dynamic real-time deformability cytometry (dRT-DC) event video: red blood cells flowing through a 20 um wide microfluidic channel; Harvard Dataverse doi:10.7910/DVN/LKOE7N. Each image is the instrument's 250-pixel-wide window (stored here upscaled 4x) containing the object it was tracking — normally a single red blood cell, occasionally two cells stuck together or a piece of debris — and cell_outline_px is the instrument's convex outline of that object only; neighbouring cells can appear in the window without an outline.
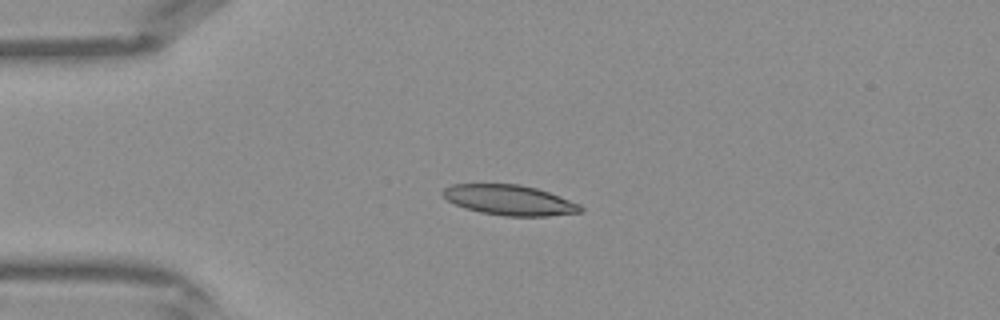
{"species": "Egyptian fruit bat (a non-hibernating species)", "species_latin": "Rousettus aegyptiacus", "temperature_condition": "warm", "stored_images_in_passage": 41, "camera_frame_rate_fps": 3000, "um_per_image_px": 0.085, "frame": {"image": 1, "passage_image": 9, "time_ms": 2.667, "image_size_px": [1000, 320], "cell_outline_px": [[584, 208], [580, 212], [548, 216], [504, 216], [480, 212], [464, 208], [448, 200], [440, 192], [444, 188], [452, 184], [520, 184], [536, 188], [548, 192], [580, 204]], "centroid_in_image_um": [43.29, 17.01], "position_along_channel_um": 41.7, "area_um2": 24.16}}
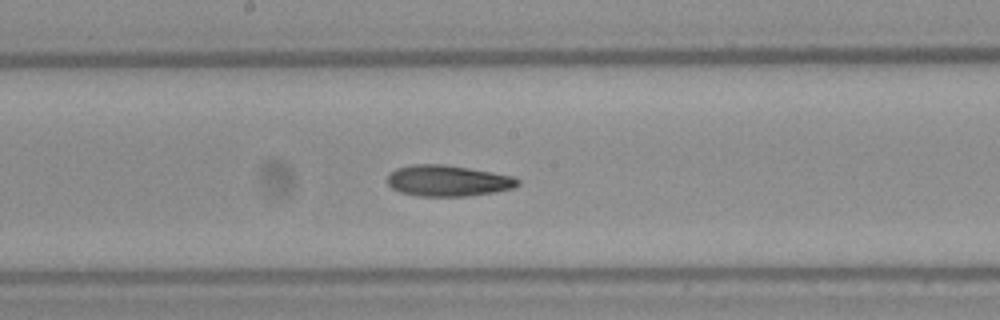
{"frame": {"image": 2, "passage_image": 21, "time_ms": 6.667, "image_size_px": [1000, 320], "cell_outline_px": [[520, 184], [512, 188], [496, 192], [464, 196], [420, 196], [400, 192], [392, 188], [388, 184], [388, 176], [396, 168], [412, 164], [440, 164], [468, 168], [516, 176], [520, 180]], "centroid_in_image_um": [38.1, 15.36], "position_along_channel_um": 210.1, "area_um2": 23.58}}
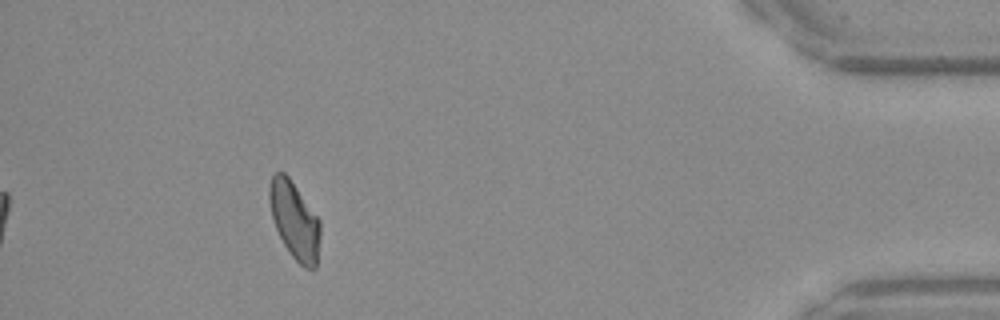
{"frame": {"image": 3, "passage_image": 37, "time_ms": 12.0, "image_size_px": [1000, 320], "cell_outline_px": [[320, 236], [316, 268], [304, 268], [292, 256], [284, 244], [276, 228], [272, 216], [268, 200], [268, 188], [272, 176], [276, 172], [284, 172], [288, 176], [320, 220]], "centroid_in_image_um": [25.03, 18.72], "position_along_channel_um": 410.2, "area_um2": 22.72}}